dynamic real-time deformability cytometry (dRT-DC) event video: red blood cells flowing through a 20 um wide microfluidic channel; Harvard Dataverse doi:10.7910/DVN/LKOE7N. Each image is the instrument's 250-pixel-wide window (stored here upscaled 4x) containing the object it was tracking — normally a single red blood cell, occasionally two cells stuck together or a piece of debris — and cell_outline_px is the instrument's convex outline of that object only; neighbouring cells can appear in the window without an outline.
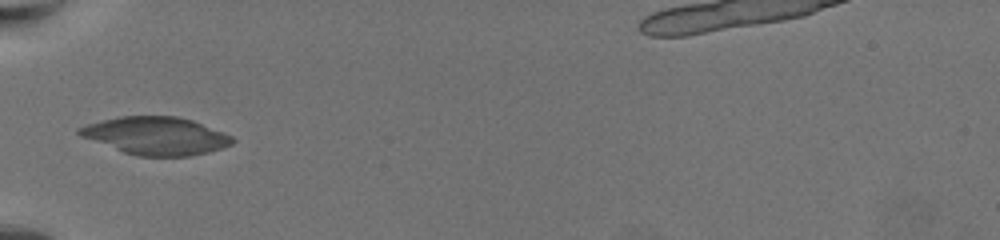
{"species": "common noctule bat (a hibernating species)", "species_latin": "Nyctalus noctula", "temperature_condition": "warm", "stored_images_in_passage": 39, "camera_frame_rate_fps": 3000, "um_per_image_px": 0.085, "animal": {"sex": "female", "body_mass_g": 19.5, "forearm_length_mm": 54.1}, "frame": {"image": 1, "passage_image": 1, "time_ms": 0.0, "image_size_px": [1000, 240], "cell_outline_px": [[236, 140], [232, 144], [208, 152], [192, 156], [136, 156], [124, 152], [80, 136], [76, 132], [76, 128], [88, 124], [120, 116], [176, 116], [192, 120], [232, 136]], "centroid_in_image_um": [13.25, 11.55], "position_along_channel_um": 71.7, "area_um2": 33.47}}
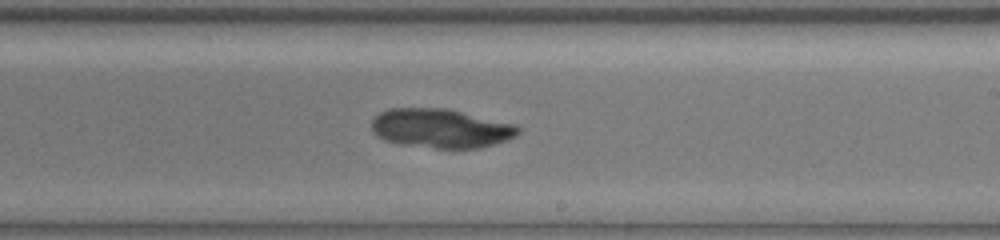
{"frame": {"image": 2, "passage_image": 17, "time_ms": 5.333, "image_size_px": [1000, 240], "cell_outline_px": [[520, 132], [516, 136], [508, 140], [496, 144], [480, 148], [436, 148], [400, 144], [384, 140], [376, 136], [372, 132], [372, 120], [380, 112], [388, 108], [444, 108], [512, 124], [520, 128]], "centroid_in_image_um": [37.43, 10.92], "position_along_channel_um": 251.6, "area_um2": 33.29}}
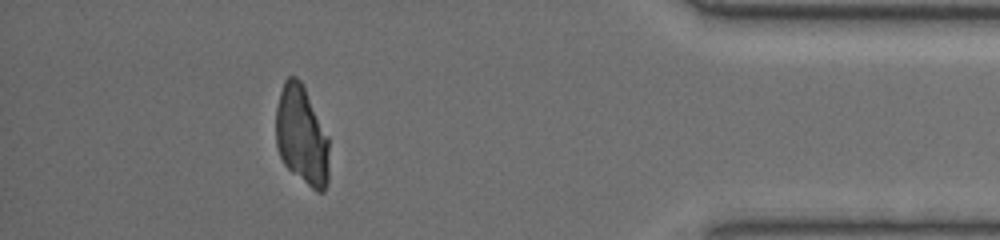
{"frame": {"image": 3, "passage_image": 34, "time_ms": 11.0, "image_size_px": [1000, 240], "cell_outline_px": [[328, 184], [324, 192], [316, 192], [288, 168], [284, 164], [280, 156], [276, 144], [276, 108], [280, 92], [284, 80], [288, 76], [296, 76], [300, 80], [328, 136]], "centroid_in_image_um": [25.64, 11.54], "position_along_channel_um": 409.6, "area_um2": 30.58}}